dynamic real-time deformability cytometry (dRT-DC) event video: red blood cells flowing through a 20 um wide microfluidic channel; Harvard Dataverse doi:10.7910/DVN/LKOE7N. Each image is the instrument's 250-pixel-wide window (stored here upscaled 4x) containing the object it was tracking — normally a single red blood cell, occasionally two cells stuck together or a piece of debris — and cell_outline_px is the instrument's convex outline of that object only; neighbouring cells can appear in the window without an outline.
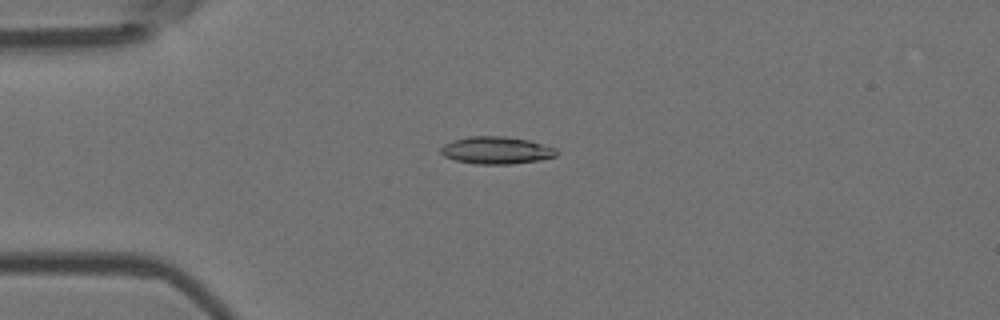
{"species": "Egyptian fruit bat (a non-hibernating species)", "species_latin": "Rousettus aegyptiacus", "temperature_condition": "room temperature", "stored_images_in_passage": 24, "camera_frame_rate_fps": 3000, "um_per_image_px": 0.085, "animal": {"sex": "female"}, "frame": {"image": 1, "passage_image": 14, "time_ms": 4.333, "image_size_px": [1000, 320], "cell_outline_px": [[560, 152], [556, 156], [540, 160], [512, 164], [476, 164], [456, 160], [444, 156], [440, 152], [440, 148], [444, 144], [452, 140], [468, 136], [504, 136], [528, 140], [556, 148]], "centroid_in_image_um": [42.2, 12.77], "position_along_channel_um": 42.8, "area_um2": 18.55}}
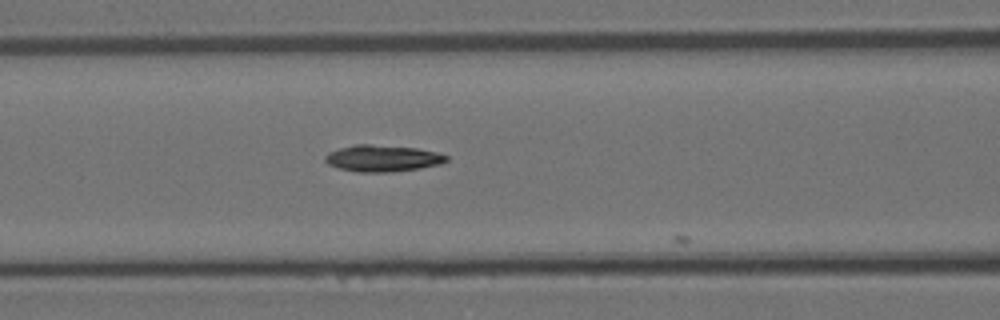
{"frame": {"image": 2, "passage_image": 23, "time_ms": 7.333, "image_size_px": [1000, 320], "cell_outline_px": [[448, 160], [440, 164], [420, 168], [392, 172], [356, 172], [340, 168], [328, 164], [324, 160], [324, 156], [328, 152], [340, 148], [356, 144], [368, 144], [416, 148], [436, 152], [448, 156]], "centroid_in_image_um": [32.5, 13.46], "position_along_channel_um": 134.1, "area_um2": 18.73}}